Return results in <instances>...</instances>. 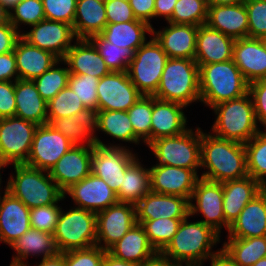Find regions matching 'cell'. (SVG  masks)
I'll return each mask as SVG.
<instances>
[{"mask_svg":"<svg viewBox=\"0 0 266 266\" xmlns=\"http://www.w3.org/2000/svg\"><path fill=\"white\" fill-rule=\"evenodd\" d=\"M200 156L201 169L206 170L201 178L222 183L248 175L243 143L218 138L201 130Z\"/></svg>","mask_w":266,"mask_h":266,"instance_id":"6da1fadb","label":"cell"},{"mask_svg":"<svg viewBox=\"0 0 266 266\" xmlns=\"http://www.w3.org/2000/svg\"><path fill=\"white\" fill-rule=\"evenodd\" d=\"M189 218L181 221L177 233L160 254L179 266H203L219 251L212 252V247L221 242V235L201 221L189 222Z\"/></svg>","mask_w":266,"mask_h":266,"instance_id":"7a4b0ae2","label":"cell"},{"mask_svg":"<svg viewBox=\"0 0 266 266\" xmlns=\"http://www.w3.org/2000/svg\"><path fill=\"white\" fill-rule=\"evenodd\" d=\"M200 102L213 107L218 103L239 98L249 91V83L233 59L219 63L198 64Z\"/></svg>","mask_w":266,"mask_h":266,"instance_id":"3957f363","label":"cell"},{"mask_svg":"<svg viewBox=\"0 0 266 266\" xmlns=\"http://www.w3.org/2000/svg\"><path fill=\"white\" fill-rule=\"evenodd\" d=\"M12 166L15 174L12 173L7 181V191L29 209L66 199L64 192L50 177L49 171L36 169L24 163Z\"/></svg>","mask_w":266,"mask_h":266,"instance_id":"277c9868","label":"cell"},{"mask_svg":"<svg viewBox=\"0 0 266 266\" xmlns=\"http://www.w3.org/2000/svg\"><path fill=\"white\" fill-rule=\"evenodd\" d=\"M211 109L216 115L211 134L218 138L245 144L260 131L249 92L218 103Z\"/></svg>","mask_w":266,"mask_h":266,"instance_id":"5b68a950","label":"cell"},{"mask_svg":"<svg viewBox=\"0 0 266 266\" xmlns=\"http://www.w3.org/2000/svg\"><path fill=\"white\" fill-rule=\"evenodd\" d=\"M155 98L189 106L200 102L199 66L195 60L169 58L161 75Z\"/></svg>","mask_w":266,"mask_h":266,"instance_id":"8992f818","label":"cell"},{"mask_svg":"<svg viewBox=\"0 0 266 266\" xmlns=\"http://www.w3.org/2000/svg\"><path fill=\"white\" fill-rule=\"evenodd\" d=\"M70 208L66 213L61 209L53 234L58 251L64 253L96 246V213L79 207Z\"/></svg>","mask_w":266,"mask_h":266,"instance_id":"52a82bcc","label":"cell"},{"mask_svg":"<svg viewBox=\"0 0 266 266\" xmlns=\"http://www.w3.org/2000/svg\"><path fill=\"white\" fill-rule=\"evenodd\" d=\"M189 128L184 133L152 141L148 147L156 164L199 170L201 168V128Z\"/></svg>","mask_w":266,"mask_h":266,"instance_id":"ba28073f","label":"cell"},{"mask_svg":"<svg viewBox=\"0 0 266 266\" xmlns=\"http://www.w3.org/2000/svg\"><path fill=\"white\" fill-rule=\"evenodd\" d=\"M168 59L153 36L135 51L127 73L142 95L153 96L156 93Z\"/></svg>","mask_w":266,"mask_h":266,"instance_id":"9c48e42d","label":"cell"},{"mask_svg":"<svg viewBox=\"0 0 266 266\" xmlns=\"http://www.w3.org/2000/svg\"><path fill=\"white\" fill-rule=\"evenodd\" d=\"M38 125L16 116L0 119V159L6 164L27 161Z\"/></svg>","mask_w":266,"mask_h":266,"instance_id":"30bf717a","label":"cell"},{"mask_svg":"<svg viewBox=\"0 0 266 266\" xmlns=\"http://www.w3.org/2000/svg\"><path fill=\"white\" fill-rule=\"evenodd\" d=\"M195 201L196 203H193ZM201 214L204 224L211 226L221 235L225 227L228 232L230 225L225 221L223 212L222 183L199 178L189 200V216Z\"/></svg>","mask_w":266,"mask_h":266,"instance_id":"8fae6325","label":"cell"},{"mask_svg":"<svg viewBox=\"0 0 266 266\" xmlns=\"http://www.w3.org/2000/svg\"><path fill=\"white\" fill-rule=\"evenodd\" d=\"M137 223L136 205L117 202L96 214V246L108 251Z\"/></svg>","mask_w":266,"mask_h":266,"instance_id":"7c38bea8","label":"cell"},{"mask_svg":"<svg viewBox=\"0 0 266 266\" xmlns=\"http://www.w3.org/2000/svg\"><path fill=\"white\" fill-rule=\"evenodd\" d=\"M138 156L128 146L104 147L94 144L91 173L105 181L117 193L127 167Z\"/></svg>","mask_w":266,"mask_h":266,"instance_id":"4fadbf2b","label":"cell"},{"mask_svg":"<svg viewBox=\"0 0 266 266\" xmlns=\"http://www.w3.org/2000/svg\"><path fill=\"white\" fill-rule=\"evenodd\" d=\"M73 145L67 137L56 131L50 124L39 125L34 132L31 151L24 164L50 171Z\"/></svg>","mask_w":266,"mask_h":266,"instance_id":"5bb4252c","label":"cell"},{"mask_svg":"<svg viewBox=\"0 0 266 266\" xmlns=\"http://www.w3.org/2000/svg\"><path fill=\"white\" fill-rule=\"evenodd\" d=\"M30 28L32 29L23 32L21 37L30 45L51 52L59 60L65 57L73 40H77L73 26L63 22L43 19Z\"/></svg>","mask_w":266,"mask_h":266,"instance_id":"9a60e30c","label":"cell"},{"mask_svg":"<svg viewBox=\"0 0 266 266\" xmlns=\"http://www.w3.org/2000/svg\"><path fill=\"white\" fill-rule=\"evenodd\" d=\"M142 94L126 72H110L97 86L98 110L128 111Z\"/></svg>","mask_w":266,"mask_h":266,"instance_id":"2e32d148","label":"cell"},{"mask_svg":"<svg viewBox=\"0 0 266 266\" xmlns=\"http://www.w3.org/2000/svg\"><path fill=\"white\" fill-rule=\"evenodd\" d=\"M150 191L177 195L190 200L193 190L200 178L197 170L155 164L149 168Z\"/></svg>","mask_w":266,"mask_h":266,"instance_id":"e0dca14e","label":"cell"},{"mask_svg":"<svg viewBox=\"0 0 266 266\" xmlns=\"http://www.w3.org/2000/svg\"><path fill=\"white\" fill-rule=\"evenodd\" d=\"M93 145H73L50 169V177L65 192L91 173Z\"/></svg>","mask_w":266,"mask_h":266,"instance_id":"ac0fdd59","label":"cell"},{"mask_svg":"<svg viewBox=\"0 0 266 266\" xmlns=\"http://www.w3.org/2000/svg\"><path fill=\"white\" fill-rule=\"evenodd\" d=\"M76 207L98 213L118 202L116 193L105 181L92 173L82 181L73 184L64 192Z\"/></svg>","mask_w":266,"mask_h":266,"instance_id":"d6986e66","label":"cell"},{"mask_svg":"<svg viewBox=\"0 0 266 266\" xmlns=\"http://www.w3.org/2000/svg\"><path fill=\"white\" fill-rule=\"evenodd\" d=\"M137 223L158 218L185 219L189 216V201L181 196L149 191L136 204Z\"/></svg>","mask_w":266,"mask_h":266,"instance_id":"ffe728a7","label":"cell"},{"mask_svg":"<svg viewBox=\"0 0 266 266\" xmlns=\"http://www.w3.org/2000/svg\"><path fill=\"white\" fill-rule=\"evenodd\" d=\"M0 196V242L12 245L30 226V209L7 191Z\"/></svg>","mask_w":266,"mask_h":266,"instance_id":"44dd1931","label":"cell"},{"mask_svg":"<svg viewBox=\"0 0 266 266\" xmlns=\"http://www.w3.org/2000/svg\"><path fill=\"white\" fill-rule=\"evenodd\" d=\"M156 31L152 27V35L169 58H185L195 60L196 37L198 26L191 24H173Z\"/></svg>","mask_w":266,"mask_h":266,"instance_id":"7402d4cb","label":"cell"},{"mask_svg":"<svg viewBox=\"0 0 266 266\" xmlns=\"http://www.w3.org/2000/svg\"><path fill=\"white\" fill-rule=\"evenodd\" d=\"M185 107L180 103L152 96L151 142L163 137L180 135L189 129L187 117L183 112Z\"/></svg>","mask_w":266,"mask_h":266,"instance_id":"603a6c76","label":"cell"},{"mask_svg":"<svg viewBox=\"0 0 266 266\" xmlns=\"http://www.w3.org/2000/svg\"><path fill=\"white\" fill-rule=\"evenodd\" d=\"M233 61L249 84L266 79V50L261 39H236L233 46Z\"/></svg>","mask_w":266,"mask_h":266,"instance_id":"cb8c5ba5","label":"cell"},{"mask_svg":"<svg viewBox=\"0 0 266 266\" xmlns=\"http://www.w3.org/2000/svg\"><path fill=\"white\" fill-rule=\"evenodd\" d=\"M235 39L210 28L207 24L198 26L195 61L210 64L233 59Z\"/></svg>","mask_w":266,"mask_h":266,"instance_id":"d4e9b609","label":"cell"},{"mask_svg":"<svg viewBox=\"0 0 266 266\" xmlns=\"http://www.w3.org/2000/svg\"><path fill=\"white\" fill-rule=\"evenodd\" d=\"M62 64L68 65L70 74H87L101 79L110 73L97 48L89 39L74 41L62 59Z\"/></svg>","mask_w":266,"mask_h":266,"instance_id":"484cf974","label":"cell"},{"mask_svg":"<svg viewBox=\"0 0 266 266\" xmlns=\"http://www.w3.org/2000/svg\"><path fill=\"white\" fill-rule=\"evenodd\" d=\"M206 24L235 40L247 38L248 13L245 3L208 5Z\"/></svg>","mask_w":266,"mask_h":266,"instance_id":"4316f807","label":"cell"},{"mask_svg":"<svg viewBox=\"0 0 266 266\" xmlns=\"http://www.w3.org/2000/svg\"><path fill=\"white\" fill-rule=\"evenodd\" d=\"M94 141L96 145L104 147H120L121 144H104L96 135L101 131L111 138L122 142L138 145L142 140L134 133L127 111L98 110L93 115Z\"/></svg>","mask_w":266,"mask_h":266,"instance_id":"83f0119b","label":"cell"},{"mask_svg":"<svg viewBox=\"0 0 266 266\" xmlns=\"http://www.w3.org/2000/svg\"><path fill=\"white\" fill-rule=\"evenodd\" d=\"M223 212L225 221L231 225L248 202L262 192V185L249 175L222 182Z\"/></svg>","mask_w":266,"mask_h":266,"instance_id":"f1b7e54d","label":"cell"},{"mask_svg":"<svg viewBox=\"0 0 266 266\" xmlns=\"http://www.w3.org/2000/svg\"><path fill=\"white\" fill-rule=\"evenodd\" d=\"M10 247L17 254H13L9 266H25L28 264L27 258L30 256H40L45 259L59 253L53 234L32 227Z\"/></svg>","mask_w":266,"mask_h":266,"instance_id":"f546056e","label":"cell"},{"mask_svg":"<svg viewBox=\"0 0 266 266\" xmlns=\"http://www.w3.org/2000/svg\"><path fill=\"white\" fill-rule=\"evenodd\" d=\"M18 79L33 81L59 59L51 52L30 45L20 37L14 47Z\"/></svg>","mask_w":266,"mask_h":266,"instance_id":"4dcf8cb0","label":"cell"},{"mask_svg":"<svg viewBox=\"0 0 266 266\" xmlns=\"http://www.w3.org/2000/svg\"><path fill=\"white\" fill-rule=\"evenodd\" d=\"M266 236V194L262 191L247 203L230 225L227 238Z\"/></svg>","mask_w":266,"mask_h":266,"instance_id":"1f68e13d","label":"cell"},{"mask_svg":"<svg viewBox=\"0 0 266 266\" xmlns=\"http://www.w3.org/2000/svg\"><path fill=\"white\" fill-rule=\"evenodd\" d=\"M108 252L118 259L141 265L158 254L148 241L143 226L139 223L130 228Z\"/></svg>","mask_w":266,"mask_h":266,"instance_id":"d6a6232c","label":"cell"},{"mask_svg":"<svg viewBox=\"0 0 266 266\" xmlns=\"http://www.w3.org/2000/svg\"><path fill=\"white\" fill-rule=\"evenodd\" d=\"M15 116L36 125L47 124V102L31 80L15 81Z\"/></svg>","mask_w":266,"mask_h":266,"instance_id":"836d02e7","label":"cell"},{"mask_svg":"<svg viewBox=\"0 0 266 266\" xmlns=\"http://www.w3.org/2000/svg\"><path fill=\"white\" fill-rule=\"evenodd\" d=\"M107 24L105 3L97 0H77L73 31L77 39H89L100 34Z\"/></svg>","mask_w":266,"mask_h":266,"instance_id":"e575fe53","label":"cell"},{"mask_svg":"<svg viewBox=\"0 0 266 266\" xmlns=\"http://www.w3.org/2000/svg\"><path fill=\"white\" fill-rule=\"evenodd\" d=\"M147 33L152 35V26L137 20L106 24L100 35L118 47L131 48L135 52L147 41Z\"/></svg>","mask_w":266,"mask_h":266,"instance_id":"d590c367","label":"cell"},{"mask_svg":"<svg viewBox=\"0 0 266 266\" xmlns=\"http://www.w3.org/2000/svg\"><path fill=\"white\" fill-rule=\"evenodd\" d=\"M143 166L137 157L127 167L116 193L118 202L136 205L150 191V171Z\"/></svg>","mask_w":266,"mask_h":266,"instance_id":"8d00e7d4","label":"cell"},{"mask_svg":"<svg viewBox=\"0 0 266 266\" xmlns=\"http://www.w3.org/2000/svg\"><path fill=\"white\" fill-rule=\"evenodd\" d=\"M222 249L238 266H252L266 257V236L227 238Z\"/></svg>","mask_w":266,"mask_h":266,"instance_id":"74e56055","label":"cell"},{"mask_svg":"<svg viewBox=\"0 0 266 266\" xmlns=\"http://www.w3.org/2000/svg\"><path fill=\"white\" fill-rule=\"evenodd\" d=\"M50 125L74 145H94L93 115H77L54 119Z\"/></svg>","mask_w":266,"mask_h":266,"instance_id":"f35d334b","label":"cell"},{"mask_svg":"<svg viewBox=\"0 0 266 266\" xmlns=\"http://www.w3.org/2000/svg\"><path fill=\"white\" fill-rule=\"evenodd\" d=\"M77 115L92 114L69 86L63 88L53 99L47 102V124H50L54 119Z\"/></svg>","mask_w":266,"mask_h":266,"instance_id":"ab89813d","label":"cell"},{"mask_svg":"<svg viewBox=\"0 0 266 266\" xmlns=\"http://www.w3.org/2000/svg\"><path fill=\"white\" fill-rule=\"evenodd\" d=\"M89 40L97 48L110 72H126L135 52L131 48L118 47L105 40L100 34L92 35Z\"/></svg>","mask_w":266,"mask_h":266,"instance_id":"60d3db41","label":"cell"},{"mask_svg":"<svg viewBox=\"0 0 266 266\" xmlns=\"http://www.w3.org/2000/svg\"><path fill=\"white\" fill-rule=\"evenodd\" d=\"M247 174L261 185L266 182V129L244 144Z\"/></svg>","mask_w":266,"mask_h":266,"instance_id":"b9f144b4","label":"cell"},{"mask_svg":"<svg viewBox=\"0 0 266 266\" xmlns=\"http://www.w3.org/2000/svg\"><path fill=\"white\" fill-rule=\"evenodd\" d=\"M60 64H62V59L56 61L49 70L33 80L40 96L46 102H49L63 88L68 86L70 76L68 65L67 67H61Z\"/></svg>","mask_w":266,"mask_h":266,"instance_id":"7bdbcfd3","label":"cell"},{"mask_svg":"<svg viewBox=\"0 0 266 266\" xmlns=\"http://www.w3.org/2000/svg\"><path fill=\"white\" fill-rule=\"evenodd\" d=\"M184 219L158 218L155 220H146L143 226L148 241L157 253H161L177 233L181 221Z\"/></svg>","mask_w":266,"mask_h":266,"instance_id":"ee69618b","label":"cell"},{"mask_svg":"<svg viewBox=\"0 0 266 266\" xmlns=\"http://www.w3.org/2000/svg\"><path fill=\"white\" fill-rule=\"evenodd\" d=\"M207 15V0H178L167 23L200 26L206 24Z\"/></svg>","mask_w":266,"mask_h":266,"instance_id":"f6af8a7d","label":"cell"},{"mask_svg":"<svg viewBox=\"0 0 266 266\" xmlns=\"http://www.w3.org/2000/svg\"><path fill=\"white\" fill-rule=\"evenodd\" d=\"M127 113L134 133L148 146L151 143L152 96L142 95Z\"/></svg>","mask_w":266,"mask_h":266,"instance_id":"bcb514c9","label":"cell"},{"mask_svg":"<svg viewBox=\"0 0 266 266\" xmlns=\"http://www.w3.org/2000/svg\"><path fill=\"white\" fill-rule=\"evenodd\" d=\"M99 80V78L87 74H70L68 80V86L92 115L98 111L97 86Z\"/></svg>","mask_w":266,"mask_h":266,"instance_id":"7dc6e473","label":"cell"},{"mask_svg":"<svg viewBox=\"0 0 266 266\" xmlns=\"http://www.w3.org/2000/svg\"><path fill=\"white\" fill-rule=\"evenodd\" d=\"M9 13L10 23L20 34L22 24L30 27L45 19L42 0H20Z\"/></svg>","mask_w":266,"mask_h":266,"instance_id":"c3c4849f","label":"cell"},{"mask_svg":"<svg viewBox=\"0 0 266 266\" xmlns=\"http://www.w3.org/2000/svg\"><path fill=\"white\" fill-rule=\"evenodd\" d=\"M58 203L30 209V226L54 234L62 209Z\"/></svg>","mask_w":266,"mask_h":266,"instance_id":"681fc988","label":"cell"},{"mask_svg":"<svg viewBox=\"0 0 266 266\" xmlns=\"http://www.w3.org/2000/svg\"><path fill=\"white\" fill-rule=\"evenodd\" d=\"M248 13V37L266 36V0H245Z\"/></svg>","mask_w":266,"mask_h":266,"instance_id":"f907efd6","label":"cell"},{"mask_svg":"<svg viewBox=\"0 0 266 266\" xmlns=\"http://www.w3.org/2000/svg\"><path fill=\"white\" fill-rule=\"evenodd\" d=\"M45 19L73 26L77 0H42Z\"/></svg>","mask_w":266,"mask_h":266,"instance_id":"816d5d0a","label":"cell"},{"mask_svg":"<svg viewBox=\"0 0 266 266\" xmlns=\"http://www.w3.org/2000/svg\"><path fill=\"white\" fill-rule=\"evenodd\" d=\"M106 250L99 246L65 252L66 266H101Z\"/></svg>","mask_w":266,"mask_h":266,"instance_id":"f5cc1de1","label":"cell"},{"mask_svg":"<svg viewBox=\"0 0 266 266\" xmlns=\"http://www.w3.org/2000/svg\"><path fill=\"white\" fill-rule=\"evenodd\" d=\"M105 11L107 24L137 21L128 0H107Z\"/></svg>","mask_w":266,"mask_h":266,"instance_id":"db71d44e","label":"cell"},{"mask_svg":"<svg viewBox=\"0 0 266 266\" xmlns=\"http://www.w3.org/2000/svg\"><path fill=\"white\" fill-rule=\"evenodd\" d=\"M249 94L252 98L257 123L266 129V79H260L249 84Z\"/></svg>","mask_w":266,"mask_h":266,"instance_id":"11a10c76","label":"cell"},{"mask_svg":"<svg viewBox=\"0 0 266 266\" xmlns=\"http://www.w3.org/2000/svg\"><path fill=\"white\" fill-rule=\"evenodd\" d=\"M15 81L0 82V118L15 116Z\"/></svg>","mask_w":266,"mask_h":266,"instance_id":"9f6ffc18","label":"cell"},{"mask_svg":"<svg viewBox=\"0 0 266 266\" xmlns=\"http://www.w3.org/2000/svg\"><path fill=\"white\" fill-rule=\"evenodd\" d=\"M154 1L155 0H128L135 18L146 22L152 27L151 19L154 18Z\"/></svg>","mask_w":266,"mask_h":266,"instance_id":"6f0895ef","label":"cell"},{"mask_svg":"<svg viewBox=\"0 0 266 266\" xmlns=\"http://www.w3.org/2000/svg\"><path fill=\"white\" fill-rule=\"evenodd\" d=\"M18 72L14 51L0 54V82L16 81Z\"/></svg>","mask_w":266,"mask_h":266,"instance_id":"680465c9","label":"cell"},{"mask_svg":"<svg viewBox=\"0 0 266 266\" xmlns=\"http://www.w3.org/2000/svg\"><path fill=\"white\" fill-rule=\"evenodd\" d=\"M21 34L13 25H4L0 27V54L14 51L17 40Z\"/></svg>","mask_w":266,"mask_h":266,"instance_id":"91938a15","label":"cell"},{"mask_svg":"<svg viewBox=\"0 0 266 266\" xmlns=\"http://www.w3.org/2000/svg\"><path fill=\"white\" fill-rule=\"evenodd\" d=\"M177 1L178 0H155L154 19L155 17H164L167 22L172 16Z\"/></svg>","mask_w":266,"mask_h":266,"instance_id":"94428289","label":"cell"},{"mask_svg":"<svg viewBox=\"0 0 266 266\" xmlns=\"http://www.w3.org/2000/svg\"><path fill=\"white\" fill-rule=\"evenodd\" d=\"M210 260V266H238L222 248L213 254Z\"/></svg>","mask_w":266,"mask_h":266,"instance_id":"6125c7cd","label":"cell"},{"mask_svg":"<svg viewBox=\"0 0 266 266\" xmlns=\"http://www.w3.org/2000/svg\"><path fill=\"white\" fill-rule=\"evenodd\" d=\"M101 266H142L141 264L124 261L114 257L108 251L105 252Z\"/></svg>","mask_w":266,"mask_h":266,"instance_id":"be15d7a7","label":"cell"},{"mask_svg":"<svg viewBox=\"0 0 266 266\" xmlns=\"http://www.w3.org/2000/svg\"><path fill=\"white\" fill-rule=\"evenodd\" d=\"M25 266H30V264H26ZM35 266H66L65 264V252H59L57 255L45 259H41L40 264Z\"/></svg>","mask_w":266,"mask_h":266,"instance_id":"e7e4bbea","label":"cell"},{"mask_svg":"<svg viewBox=\"0 0 266 266\" xmlns=\"http://www.w3.org/2000/svg\"><path fill=\"white\" fill-rule=\"evenodd\" d=\"M142 266H179V265L174 264L169 259L163 257L160 253H158L154 258L144 262Z\"/></svg>","mask_w":266,"mask_h":266,"instance_id":"03108f58","label":"cell"},{"mask_svg":"<svg viewBox=\"0 0 266 266\" xmlns=\"http://www.w3.org/2000/svg\"><path fill=\"white\" fill-rule=\"evenodd\" d=\"M4 25H12L10 23L9 11L0 3V27Z\"/></svg>","mask_w":266,"mask_h":266,"instance_id":"003e7915","label":"cell"},{"mask_svg":"<svg viewBox=\"0 0 266 266\" xmlns=\"http://www.w3.org/2000/svg\"><path fill=\"white\" fill-rule=\"evenodd\" d=\"M245 0H207L208 5H232L244 2Z\"/></svg>","mask_w":266,"mask_h":266,"instance_id":"a7ac6f4b","label":"cell"},{"mask_svg":"<svg viewBox=\"0 0 266 266\" xmlns=\"http://www.w3.org/2000/svg\"><path fill=\"white\" fill-rule=\"evenodd\" d=\"M20 0H0V3L10 12Z\"/></svg>","mask_w":266,"mask_h":266,"instance_id":"89a4df30","label":"cell"},{"mask_svg":"<svg viewBox=\"0 0 266 266\" xmlns=\"http://www.w3.org/2000/svg\"><path fill=\"white\" fill-rule=\"evenodd\" d=\"M6 166H9L8 164H6L4 161H2L1 159H0V171H1V169H3L4 167H6ZM1 173H0V196L2 195L1 194V184H2V177H1Z\"/></svg>","mask_w":266,"mask_h":266,"instance_id":"2644e50d","label":"cell"},{"mask_svg":"<svg viewBox=\"0 0 266 266\" xmlns=\"http://www.w3.org/2000/svg\"><path fill=\"white\" fill-rule=\"evenodd\" d=\"M252 266H266V257L259 259L255 264Z\"/></svg>","mask_w":266,"mask_h":266,"instance_id":"8c879c8a","label":"cell"},{"mask_svg":"<svg viewBox=\"0 0 266 266\" xmlns=\"http://www.w3.org/2000/svg\"><path fill=\"white\" fill-rule=\"evenodd\" d=\"M260 39H261V42H262V44H263V46H264V48L266 50V36H264V37H262Z\"/></svg>","mask_w":266,"mask_h":266,"instance_id":"753ad0ef","label":"cell"},{"mask_svg":"<svg viewBox=\"0 0 266 266\" xmlns=\"http://www.w3.org/2000/svg\"><path fill=\"white\" fill-rule=\"evenodd\" d=\"M262 191L266 194V182L262 185Z\"/></svg>","mask_w":266,"mask_h":266,"instance_id":"34e18365","label":"cell"},{"mask_svg":"<svg viewBox=\"0 0 266 266\" xmlns=\"http://www.w3.org/2000/svg\"><path fill=\"white\" fill-rule=\"evenodd\" d=\"M97 1H100L102 3H105L107 0H97Z\"/></svg>","mask_w":266,"mask_h":266,"instance_id":"11e5206c","label":"cell"}]
</instances>
